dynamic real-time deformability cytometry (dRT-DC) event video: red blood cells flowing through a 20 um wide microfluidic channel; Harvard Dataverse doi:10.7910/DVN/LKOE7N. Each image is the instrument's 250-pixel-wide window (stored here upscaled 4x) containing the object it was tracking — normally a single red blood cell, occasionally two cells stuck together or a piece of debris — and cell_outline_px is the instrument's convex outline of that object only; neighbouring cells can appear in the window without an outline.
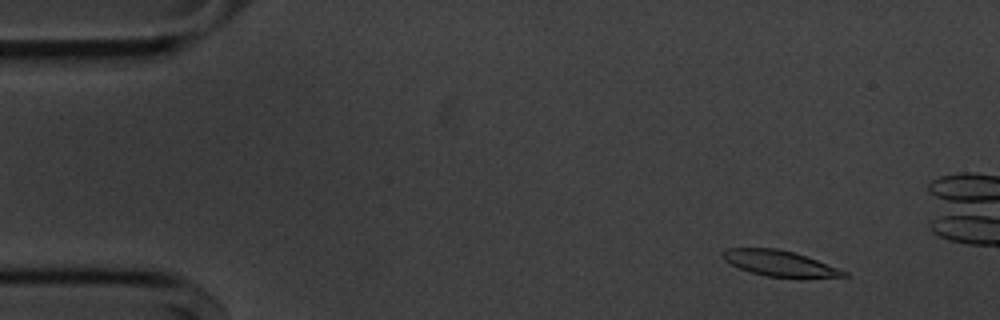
{"species": "common noctule bat (a hibernating species)", "species_latin": "Nyctalus noctula", "temperature_condition": "cold", "stored_images_in_passage": 55, "camera_frame_rate_fps": 3000, "um_per_image_px": 0.085, "animal": {"sex": "male", "body_mass_g": 20.1, "forearm_length_mm": 53.5}, "frame": {"image": 1, "passage_image": 5, "time_ms": 1.333, "image_size_px": [1000, 320], "cell_outline_px": [[848, 276], [764, 276], [740, 268], [724, 260], [720, 256], [720, 252], [724, 248], [776, 248], [792, 252], [816, 260], [848, 272]], "centroid_in_image_um": [66.13, 22.34], "position_along_channel_um": 18.9, "area_um2": 17.46}}
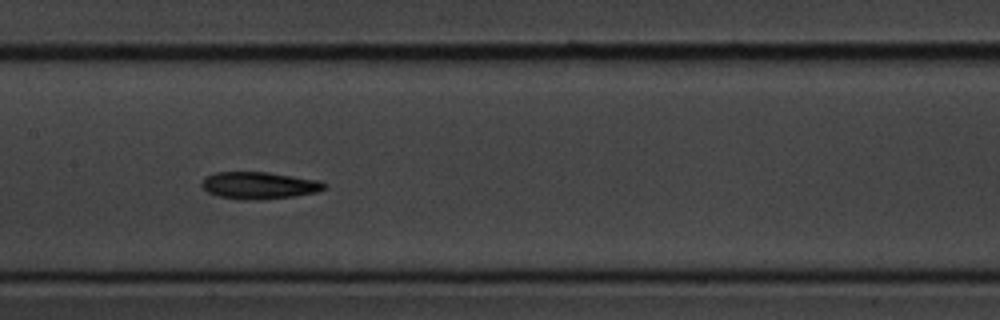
{"frame": {"image": 2, "passage_image": 26, "time_ms": 8.333, "image_size_px": [1000, 320], "cell_outline_px": [[328, 184], [324, 188], [316, 192], [296, 196], [264, 200], [240, 200], [220, 196], [208, 192], [200, 184], [204, 176], [216, 172], [268, 172], [320, 180]], "centroid_in_image_um": [22.03, 15.76], "position_along_channel_um": 185.4, "area_um2": 19.59}}
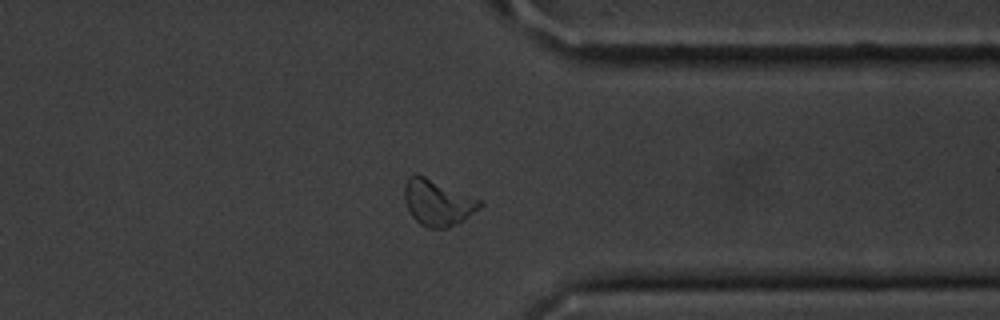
{"frame": {"image": 3, "passage_image": 42, "time_ms": 13.667, "image_size_px": [1000, 320], "cell_outline_px": [[484, 204], [456, 224], [448, 228], [428, 228], [420, 224], [412, 216], [404, 200], [404, 184], [408, 176], [416, 172], [480, 200]], "centroid_in_image_um": [37.14, 17.2], "position_along_channel_um": 374.3, "area_um2": 20.0}, "authors_computed_cell_mechanics": {"area_um2": 19.4786, "velocity_mm_per_s": 3.6234, "shape_relaxation_time_tau1_ms": 5.4928, "shape_relaxation_time_tau2_ms": null, "deformation_change_tau1": 0.1454, "deformation_change_tau2": null}}